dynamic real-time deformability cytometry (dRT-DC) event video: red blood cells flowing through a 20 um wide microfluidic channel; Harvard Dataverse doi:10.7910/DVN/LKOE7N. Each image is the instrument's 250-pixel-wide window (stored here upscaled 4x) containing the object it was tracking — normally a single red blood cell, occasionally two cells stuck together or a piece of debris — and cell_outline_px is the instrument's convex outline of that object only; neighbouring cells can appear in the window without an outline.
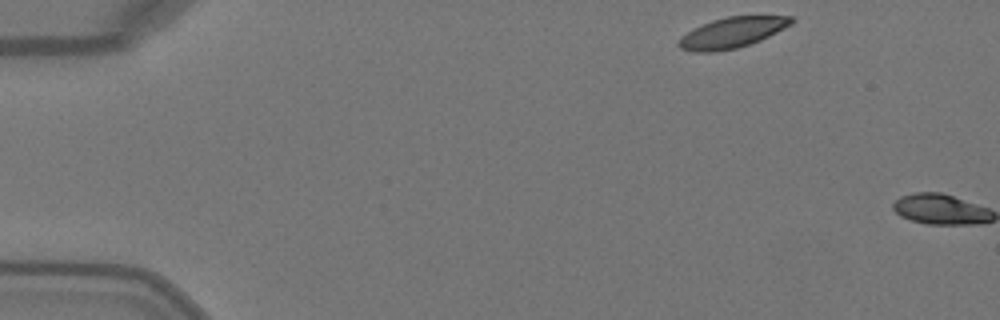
{"species": "Egyptian fruit bat (a non-hibernating species)", "species_latin": "Rousettus aegyptiacus", "temperature_condition": "warm", "stored_images_in_passage": 2, "camera_frame_rate_fps": 3000, "um_per_image_px": 0.085, "animal": {"sex": "female"}, "frame": {"image": 1, "passage_image": 1, "time_ms": 0.0, "image_size_px": [1000, 320], "cell_outline_px": [[796, 20], [792, 24], [760, 40], [736, 48], [716, 52], [692, 52], [680, 48], [676, 44], [680, 36], [712, 20], [728, 16], [792, 16]], "centroid_in_image_um": [62.21, 2.78], "position_along_channel_um": 22.8, "area_um2": 19.94}}